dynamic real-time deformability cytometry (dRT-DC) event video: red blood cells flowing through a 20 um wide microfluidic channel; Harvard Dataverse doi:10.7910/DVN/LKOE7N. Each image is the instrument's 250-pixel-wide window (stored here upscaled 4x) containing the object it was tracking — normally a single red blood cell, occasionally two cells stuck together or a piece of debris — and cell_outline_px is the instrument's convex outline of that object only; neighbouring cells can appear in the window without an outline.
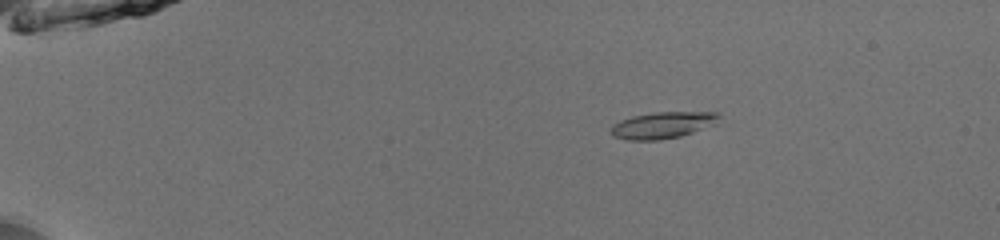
{"species": "common noctule bat (a hibernating species)", "species_latin": "Nyctalus noctula", "temperature_condition": "room temperature", "stored_images_in_passage": 53, "camera_frame_rate_fps": 3000, "um_per_image_px": 0.085, "animal": {"sex": "male", "body_mass_g": 13.0, "forearm_length_mm": 53.1}, "frame": {"image": 1, "passage_image": 11, "time_ms": 3.333, "image_size_px": [1000, 240], "cell_outline_px": [[720, 116], [712, 124], [692, 132], [680, 136], [660, 140], [624, 140], [612, 136], [608, 132], [612, 124], [620, 120], [632, 116], [656, 112], [720, 112]], "centroid_in_image_um": [56.22, 10.64], "position_along_channel_um": 28.8, "area_um2": 16.7}}
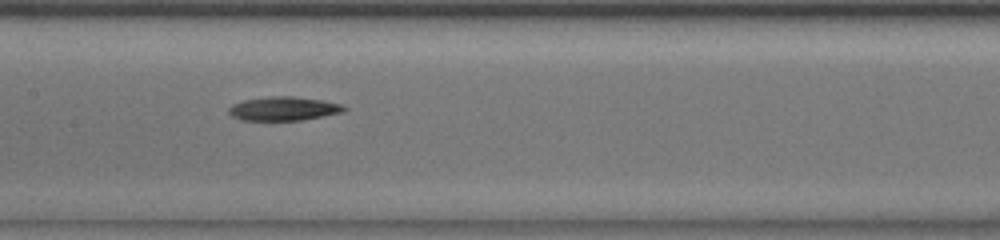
{"frame": {"image": 2, "passage_image": 29, "time_ms": 9.333, "image_size_px": [1000, 240], "cell_outline_px": [[348, 108], [344, 112], [324, 116], [300, 120], [240, 120], [232, 116], [228, 112], [228, 108], [232, 104], [244, 100], [272, 96], [292, 96], [320, 100], [344, 104]], "centroid_in_image_um": [24.13, 9.23], "position_along_channel_um": 183.3, "area_um2": 16.07}}
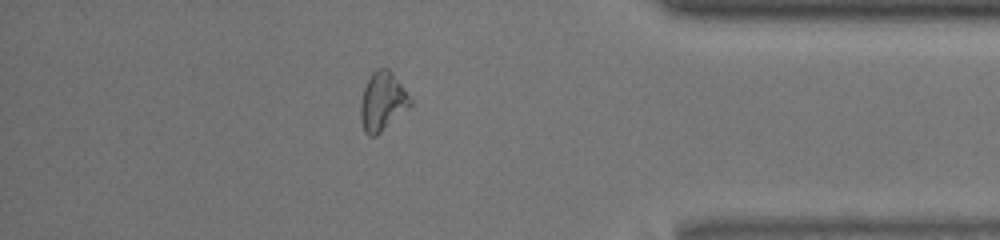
{"frame": {"image": 3, "passage_image": 47, "time_ms": 15.333, "image_size_px": [1000, 240], "cell_outline_px": [[412, 104], [408, 108], [376, 136], [368, 136], [364, 132], [360, 120], [360, 100], [364, 88], [372, 72], [376, 68], [388, 68], [392, 72], [412, 100]], "centroid_in_image_um": [32.48, 8.63], "position_along_channel_um": 402.7, "area_um2": 16.94}, "authors_computed_cell_mechanics": {"area_um2": 16.2996, "velocity_mm_per_s": 3.985, "shape_relaxation_time_tau1_ms": 5.8954, "shape_relaxation_time_tau2_ms": null, "deformation_change_tau1": 0.1794, "deformation_change_tau2": null}}